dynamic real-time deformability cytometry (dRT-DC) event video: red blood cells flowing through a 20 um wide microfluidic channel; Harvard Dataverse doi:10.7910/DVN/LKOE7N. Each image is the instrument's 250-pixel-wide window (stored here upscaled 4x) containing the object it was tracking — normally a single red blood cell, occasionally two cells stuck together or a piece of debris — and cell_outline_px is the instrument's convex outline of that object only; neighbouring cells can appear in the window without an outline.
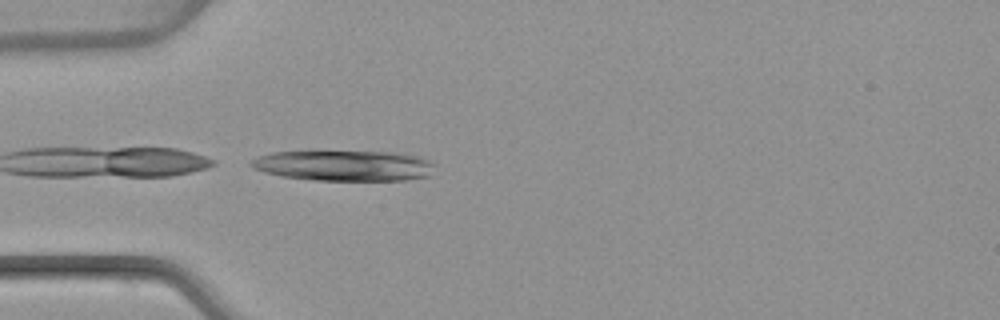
{"species": "common noctule bat (a hibernating species)", "species_latin": "Nyctalus noctula", "temperature_condition": "warm", "stored_images_in_passage": 8, "camera_frame_rate_fps": 3000, "um_per_image_px": 0.085, "animal": {"sex": "female", "body_mass_g": 22.7, "forearm_length_mm": 54.2}, "frame": {"image": 1, "passage_image": 8, "time_ms": 2.333, "image_size_px": [1000, 320], "cell_outline_px": [[436, 164], [428, 176], [408, 180], [312, 180], [280, 176], [264, 172], [252, 168], [248, 164], [256, 156], [272, 152], [308, 148], [316, 148], [392, 152], [416, 156], [428, 160]], "centroid_in_image_um": [29.12, 14.02], "position_along_channel_um": 55.9, "area_um2": 34.45}}